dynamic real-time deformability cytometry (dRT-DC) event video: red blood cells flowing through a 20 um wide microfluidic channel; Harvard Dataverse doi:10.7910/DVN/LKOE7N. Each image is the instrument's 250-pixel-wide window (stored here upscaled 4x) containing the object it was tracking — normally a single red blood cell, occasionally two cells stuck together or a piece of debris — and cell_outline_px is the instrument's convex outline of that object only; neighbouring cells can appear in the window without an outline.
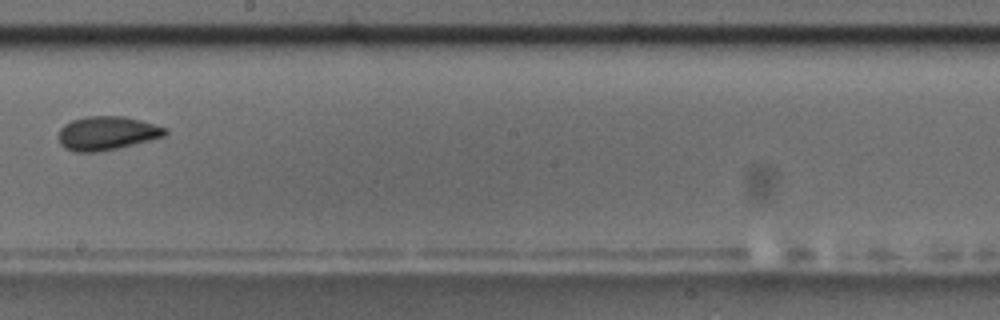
{"species": "common noctule bat (a hibernating species)", "species_latin": "Nyctalus noctula", "temperature_condition": "room temperature", "stored_images_in_passage": 12, "camera_frame_rate_fps": 3000, "um_per_image_px": 0.085, "animal": {"sex": "male", "body_mass_g": 17.5, "forearm_length_mm": 52.3}, "frame": {"image": 1, "passage_image": 6, "time_ms": 6.0, "image_size_px": [1000, 320], "cell_outline_px": [[168, 132], [164, 136], [120, 148], [96, 152], [72, 152], [64, 148], [60, 144], [60, 128], [64, 124], [72, 120], [84, 116], [124, 116], [140, 120], [168, 128]], "centroid_in_image_um": [9.08, 11.32], "position_along_channel_um": 239.1, "area_um2": 21.1}}
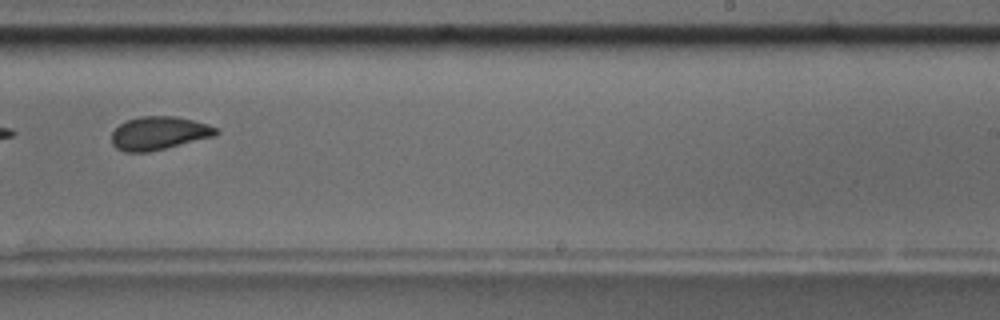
{"frame": {"image": 2, "passage_image": 7, "time_ms": 7.0, "image_size_px": [1000, 320], "cell_outline_px": [[220, 132], [216, 136], [148, 152], [124, 152], [116, 148], [112, 144], [112, 132], [124, 120], [140, 116], [176, 116], [208, 124], [216, 128]], "centroid_in_image_um": [13.5, 11.31], "position_along_channel_um": 275.5, "area_um2": 20.35}}